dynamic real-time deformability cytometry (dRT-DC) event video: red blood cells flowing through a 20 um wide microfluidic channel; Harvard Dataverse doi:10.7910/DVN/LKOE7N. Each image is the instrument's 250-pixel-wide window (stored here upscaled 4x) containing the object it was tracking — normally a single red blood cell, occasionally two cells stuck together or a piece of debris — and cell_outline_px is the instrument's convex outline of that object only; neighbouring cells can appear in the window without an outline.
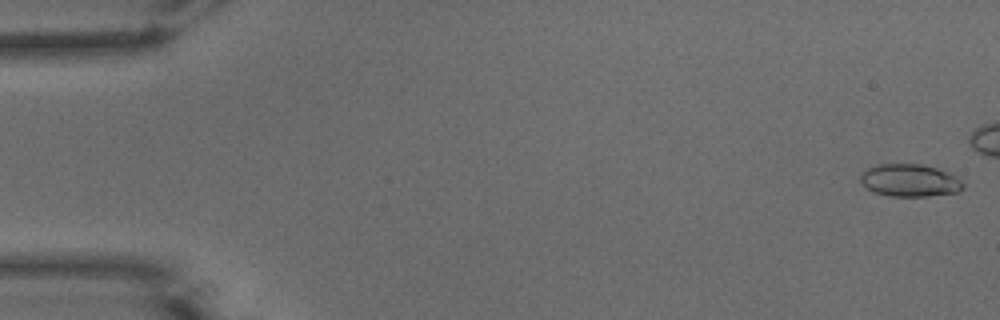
{"species": "common noctule bat (a hibernating species)", "species_latin": "Nyctalus noctula", "temperature_condition": "warm", "stored_images_in_passage": 42, "camera_frame_rate_fps": 3000, "um_per_image_px": 0.085, "animal": {"sex": "male", "body_mass_g": 15.6}, "frame": {"image": 1, "passage_image": 1, "time_ms": 0.0, "image_size_px": [1000, 320], "cell_outline_px": [[964, 188], [956, 192], [928, 196], [892, 196], [872, 192], [860, 180], [860, 172], [876, 164], [920, 164], [936, 168], [956, 176], [964, 184]], "centroid_in_image_um": [77.31, 15.33], "position_along_channel_um": 7.7, "area_um2": 19.36}}
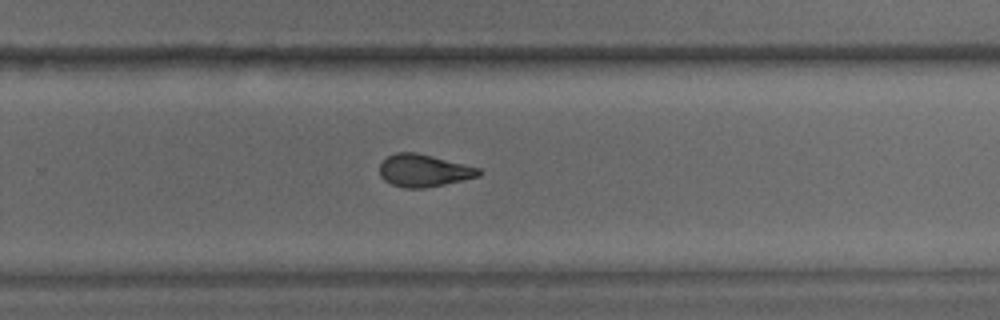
{"frame": {"image": 2, "passage_image": 34, "time_ms": 11.0, "image_size_px": [1000, 320], "cell_outline_px": [[480, 176], [444, 184], [424, 188], [404, 188], [392, 184], [384, 180], [380, 176], [380, 164], [388, 156], [396, 152], [416, 152], [480, 168]], "centroid_in_image_um": [36.0, 14.5], "position_along_channel_um": 293.8, "area_um2": 18.55}}
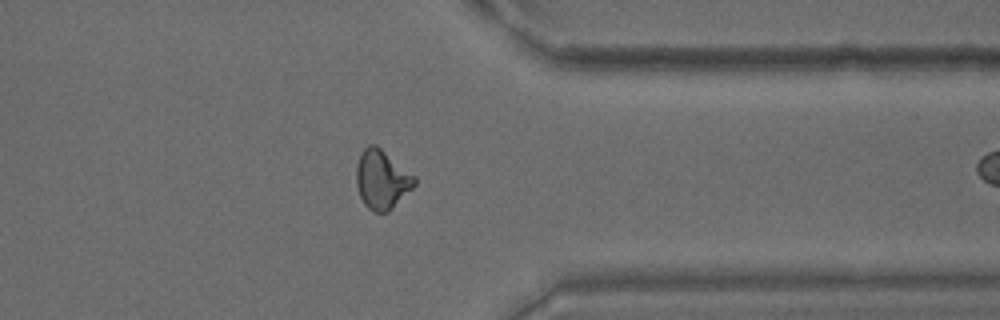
{"frame": {"image": 3, "passage_image": 41, "time_ms": 13.333, "image_size_px": [1000, 320], "cell_outline_px": [[416, 184], [388, 212], [372, 212], [364, 204], [360, 196], [356, 184], [356, 164], [360, 152], [368, 144], [376, 144], [416, 176]], "centroid_in_image_um": [32.44, 15.23], "position_along_channel_um": 379.0, "area_um2": 20.17}}